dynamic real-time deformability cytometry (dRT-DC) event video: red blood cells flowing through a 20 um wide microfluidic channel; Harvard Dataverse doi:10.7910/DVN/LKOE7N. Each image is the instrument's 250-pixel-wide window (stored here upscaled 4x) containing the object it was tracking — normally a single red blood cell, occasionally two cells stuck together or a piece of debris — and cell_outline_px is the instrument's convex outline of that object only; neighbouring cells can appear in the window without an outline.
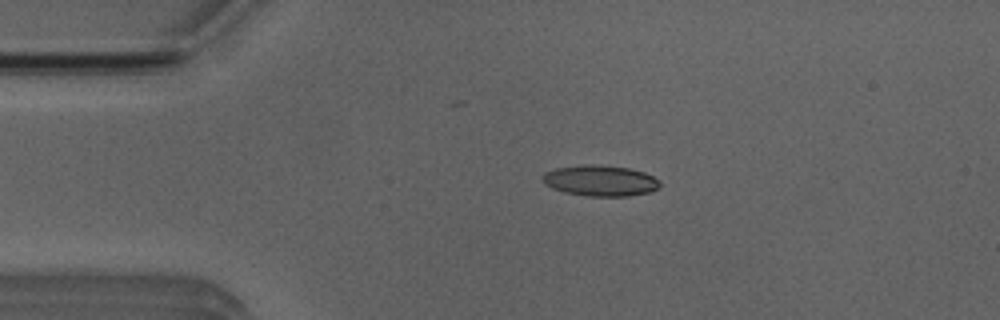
{"species": "Egyptian fruit bat (a non-hibernating species)", "species_latin": "Rousettus aegyptiacus", "temperature_condition": "room temperature", "stored_images_in_passage": 3, "camera_frame_rate_fps": 3000, "um_per_image_px": 0.085, "animal": {"sex": "male"}, "frame": {"image": 1, "passage_image": 2, "time_ms": 2.0, "image_size_px": [1000, 320], "cell_outline_px": [[660, 188], [652, 192], [628, 196], [588, 196], [564, 192], [552, 188], [544, 184], [544, 172], [556, 168], [584, 164], [592, 164], [628, 168], [644, 172], [652, 176], [660, 184]], "centroid_in_image_um": [51.03, 15.36], "position_along_channel_um": 34.0, "area_um2": 21.04}}